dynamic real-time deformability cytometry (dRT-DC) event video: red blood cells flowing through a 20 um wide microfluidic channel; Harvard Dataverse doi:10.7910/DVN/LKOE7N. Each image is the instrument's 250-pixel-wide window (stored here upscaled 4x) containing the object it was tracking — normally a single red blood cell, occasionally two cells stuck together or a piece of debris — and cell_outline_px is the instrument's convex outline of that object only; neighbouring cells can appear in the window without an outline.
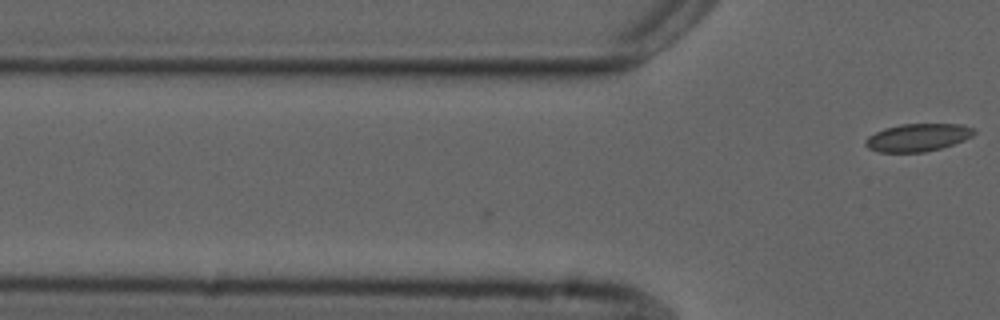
{"species": "common noctule bat (a hibernating species)", "species_latin": "Nyctalus noctula", "temperature_condition": "cold", "stored_images_in_passage": 2, "camera_frame_rate_fps": 3000, "um_per_image_px": 0.085, "animal": {"sex": "male", "forearm_length_mm": 52.5}, "frame": {"image": 1, "passage_image": 2, "time_ms": 0.333, "image_size_px": [1000, 320], "cell_outline_px": [[976, 132], [972, 136], [964, 140], [940, 148], [924, 152], [876, 152], [868, 148], [864, 144], [864, 140], [868, 136], [884, 128], [900, 124], [960, 124], [976, 128]], "centroid_in_image_um": [77.99, 11.68], "position_along_channel_um": 47.8, "area_um2": 17.63}}